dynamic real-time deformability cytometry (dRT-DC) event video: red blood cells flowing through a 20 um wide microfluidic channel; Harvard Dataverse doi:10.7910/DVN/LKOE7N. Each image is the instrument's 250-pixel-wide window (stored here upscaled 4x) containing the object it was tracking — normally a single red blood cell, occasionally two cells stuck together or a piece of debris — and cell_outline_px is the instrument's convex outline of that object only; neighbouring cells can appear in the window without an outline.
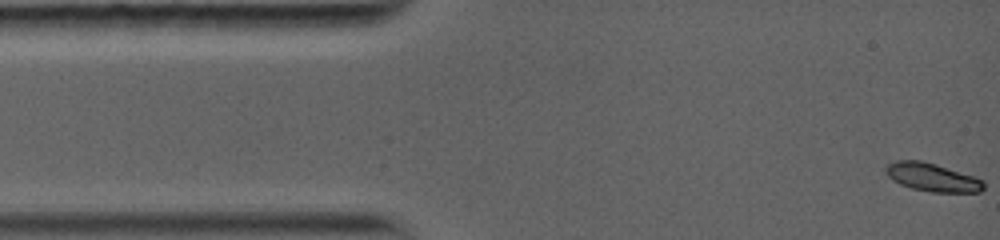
{"species": "common noctule bat (a hibernating species)", "species_latin": "Nyctalus noctula", "temperature_condition": "warm", "stored_images_in_passage": 4, "camera_frame_rate_fps": 5000, "um_per_image_px": 0.085, "animal": {"sex": "female", "body_mass_g": 19.0, "forearm_length_mm": 56.7}, "frame": {"image": 1, "passage_image": 1, "time_ms": 0.0, "image_size_px": [1000, 240], "cell_outline_px": [[984, 188], [980, 192], [932, 192], [912, 188], [900, 184], [892, 180], [884, 172], [884, 168], [888, 164], [896, 160], [920, 160], [936, 164], [976, 176], [984, 180]], "centroid_in_image_um": [79.25, 15.06], "position_along_channel_um": 5.8, "area_um2": 16.3}}
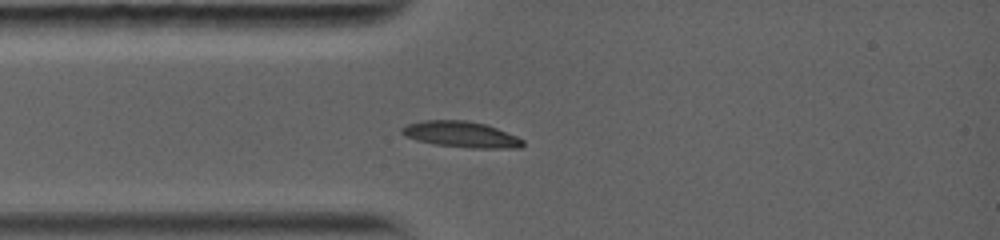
{"frame": {"image": 2, "passage_image": 4, "time_ms": 3.0, "image_size_px": [1000, 240], "cell_outline_px": [[524, 144], [520, 148], [472, 148], [436, 144], [416, 140], [404, 136], [400, 132], [400, 128], [408, 124], [424, 120], [464, 120], [484, 124], [496, 128], [516, 136], [524, 140]], "centroid_in_image_um": [39.17, 11.42], "position_along_channel_um": 45.8, "area_um2": 18.21}}